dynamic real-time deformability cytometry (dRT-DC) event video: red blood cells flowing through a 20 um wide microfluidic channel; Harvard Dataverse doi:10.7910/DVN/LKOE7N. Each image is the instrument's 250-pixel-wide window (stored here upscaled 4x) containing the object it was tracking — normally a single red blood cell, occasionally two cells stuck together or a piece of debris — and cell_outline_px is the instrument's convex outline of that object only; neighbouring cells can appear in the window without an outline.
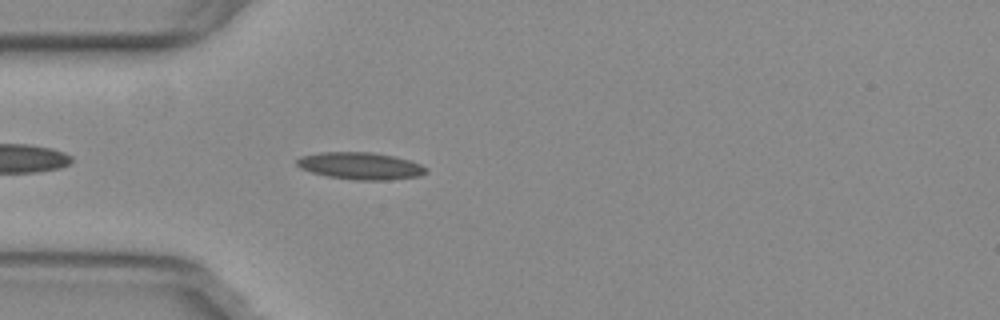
{"species": "common noctule bat (a hibernating species)", "species_latin": "Nyctalus noctula", "temperature_condition": "warm", "stored_images_in_passage": 16, "camera_frame_rate_fps": 3000, "um_per_image_px": 0.085, "animal": {"sex": "female", "body_mass_g": 29.2, "forearm_length_mm": 56.3}, "frame": {"image": 1, "passage_image": 5, "time_ms": 1.333, "image_size_px": [1000, 320], "cell_outline_px": [[428, 172], [420, 176], [388, 180], [356, 180], [328, 176], [312, 172], [300, 168], [296, 164], [296, 160], [300, 156], [320, 152], [372, 152], [392, 156], [408, 160], [420, 164], [428, 168]], "centroid_in_image_um": [30.64, 14.1], "position_along_channel_um": 54.4, "area_um2": 20.4}}
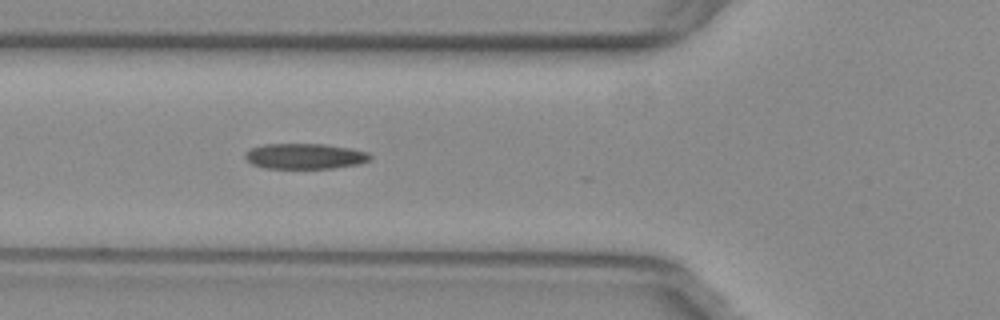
{"frame": {"image": 2, "passage_image": 9, "time_ms": 2.667, "image_size_px": [1000, 320], "cell_outline_px": [[372, 160], [360, 164], [332, 168], [264, 168], [252, 164], [244, 156], [244, 152], [252, 148], [264, 144], [324, 144], [352, 148], [368, 152], [372, 156]], "centroid_in_image_um": [25.96, 13.27], "position_along_channel_um": 99.8, "area_um2": 18.73}}
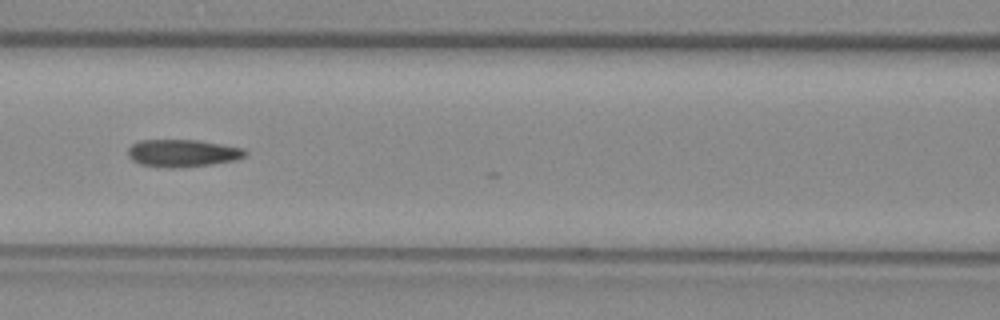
{"frame": {"image": 3, "passage_image": 13, "time_ms": 4.0, "image_size_px": [1000, 320], "cell_outline_px": [[248, 152], [244, 156], [236, 160], [212, 164], [180, 168], [168, 168], [140, 164], [132, 160], [128, 156], [128, 148], [132, 144], [140, 140], [200, 140], [244, 148]], "centroid_in_image_um": [15.52, 13.02], "position_along_channel_um": 151.1, "area_um2": 18.9}}